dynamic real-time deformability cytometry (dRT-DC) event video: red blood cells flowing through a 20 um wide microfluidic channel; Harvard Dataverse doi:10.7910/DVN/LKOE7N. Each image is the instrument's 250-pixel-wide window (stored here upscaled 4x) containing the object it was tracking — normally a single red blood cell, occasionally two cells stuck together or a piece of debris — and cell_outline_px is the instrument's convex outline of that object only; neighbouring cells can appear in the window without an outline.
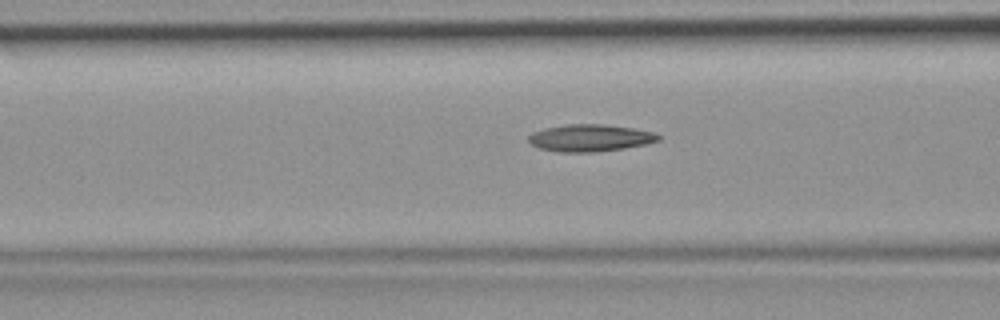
{"species": "common noctule bat (a hibernating species)", "species_latin": "Nyctalus noctula", "temperature_condition": "room temperature", "stored_images_in_passage": 44, "camera_frame_rate_fps": 3000, "um_per_image_px": 0.085, "animal": {"sex": "female", "body_mass_g": 19.9}, "frame": {"image": 1, "passage_image": 16, "time_ms": 5.0, "image_size_px": [1000, 320], "cell_outline_px": [[660, 140], [648, 144], [624, 148], [596, 152], [560, 152], [540, 148], [532, 144], [528, 140], [528, 136], [532, 132], [544, 128], [568, 124], [604, 124], [632, 128], [652, 132], [660, 136]], "centroid_in_image_um": [50.15, 11.72], "position_along_channel_um": 116.4, "area_um2": 20.46}}
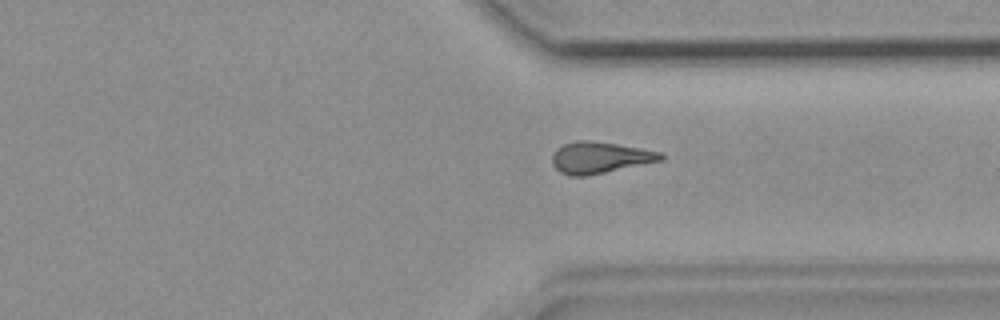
{"frame": {"image": 2, "passage_image": 33, "time_ms": 10.667, "image_size_px": [1000, 320], "cell_outline_px": [[664, 160], [584, 176], [568, 176], [560, 172], [552, 164], [552, 156], [556, 148], [564, 144], [576, 140], [588, 140], [616, 144], [664, 152]], "centroid_in_image_um": [50.98, 13.39], "position_along_channel_um": 360.4, "area_um2": 19.88}}
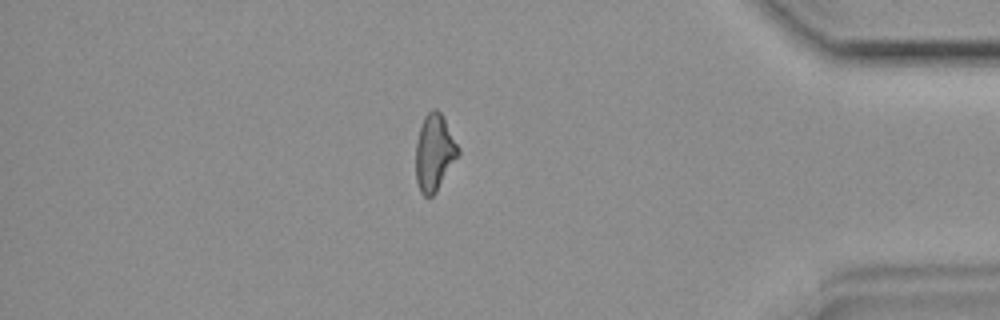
{"frame": {"image": 3, "passage_image": 38, "time_ms": 12.333, "image_size_px": [1000, 320], "cell_outline_px": [[460, 156], [436, 192], [432, 196], [424, 196], [420, 192], [416, 180], [416, 140], [424, 116], [432, 108], [436, 108], [440, 112], [460, 148]], "centroid_in_image_um": [36.94, 12.98], "position_along_channel_um": 398.3, "area_um2": 19.13}}